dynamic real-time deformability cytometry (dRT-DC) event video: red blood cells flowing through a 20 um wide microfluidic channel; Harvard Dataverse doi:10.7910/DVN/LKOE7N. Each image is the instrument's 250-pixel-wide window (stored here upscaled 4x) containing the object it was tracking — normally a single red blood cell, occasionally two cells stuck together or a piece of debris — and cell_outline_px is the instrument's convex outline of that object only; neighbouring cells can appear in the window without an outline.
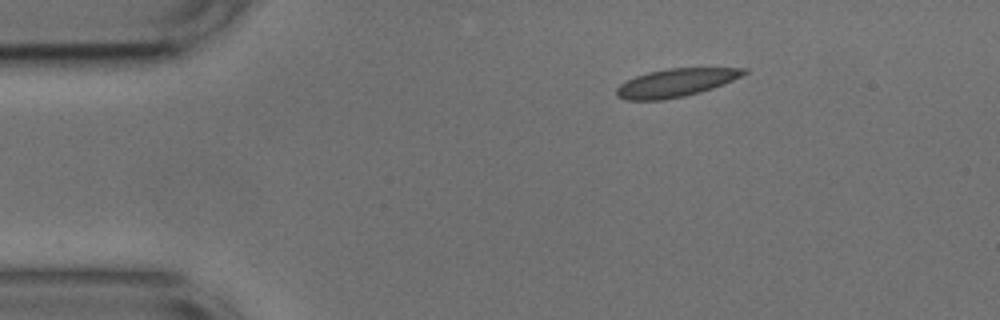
{"species": "common noctule bat (a hibernating species)", "species_latin": "Nyctalus noctula", "temperature_condition": "cold", "stored_images_in_passage": 46, "camera_frame_rate_fps": 3000, "um_per_image_px": 0.085, "animal": {"sex": "male", "body_mass_g": 17.9, "forearm_length_mm": 54.2}, "frame": {"image": 1, "passage_image": 1, "time_ms": 0.0, "image_size_px": [1000, 320], "cell_outline_px": [[748, 72], [724, 84], [700, 92], [684, 96], [660, 100], [624, 100], [616, 96], [616, 88], [620, 84], [636, 76], [648, 72], [668, 68], [748, 68]], "centroid_in_image_um": [57.42, 7.03], "position_along_channel_um": 27.6, "area_um2": 20.75}}
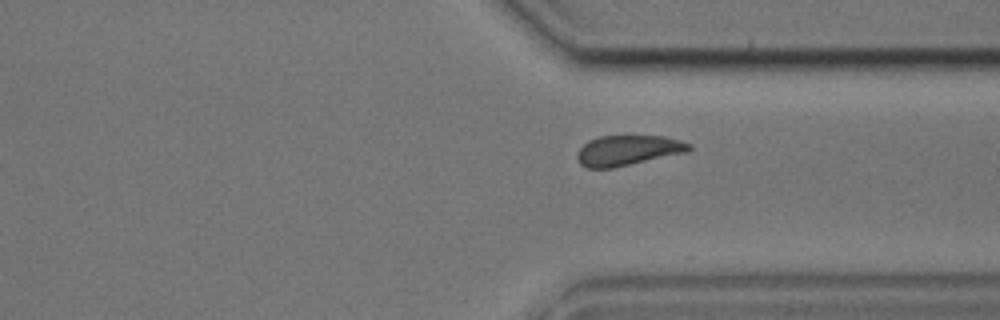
{"frame": {"image": 2, "passage_image": 32, "time_ms": 10.333, "image_size_px": [1000, 320], "cell_outline_px": [[692, 148], [688, 152], [612, 168], [588, 168], [580, 164], [576, 156], [580, 148], [588, 140], [600, 136], [664, 136], [680, 140], [692, 144]], "centroid_in_image_um": [53.39, 12.78], "position_along_channel_um": 358.0, "area_um2": 19.71}}
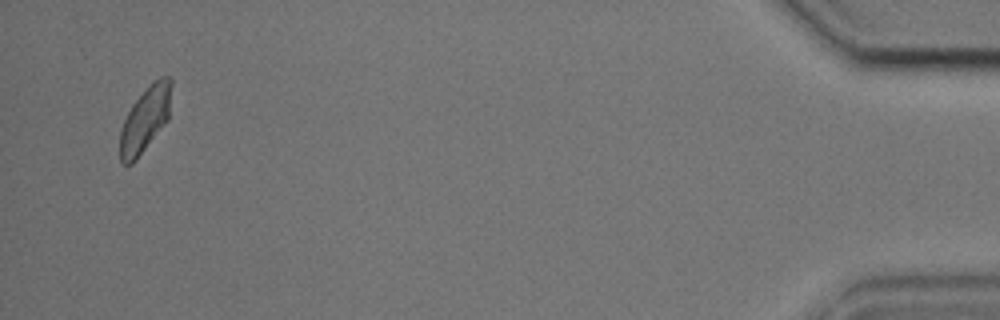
{"frame": {"image": 3, "passage_image": 44, "time_ms": 14.333, "image_size_px": [1000, 320], "cell_outline_px": [[172, 84], [168, 120], [136, 160], [132, 164], [124, 164], [120, 160], [120, 128], [132, 104], [160, 76], [172, 76]], "centroid_in_image_um": [12.35, 10.16], "position_along_channel_um": 422.9, "area_um2": 19.31}, "authors_computed_cell_mechanics": {"area_um2": 20.2011, "velocity_mm_per_s": 3.7119, "shape_relaxation_time_tau1_ms": 4.1538, "shape_relaxation_time_tau2_ms": 2.071, "deformation_change_tau1": 0.1241, "deformation_change_tau2": 0.0537}}